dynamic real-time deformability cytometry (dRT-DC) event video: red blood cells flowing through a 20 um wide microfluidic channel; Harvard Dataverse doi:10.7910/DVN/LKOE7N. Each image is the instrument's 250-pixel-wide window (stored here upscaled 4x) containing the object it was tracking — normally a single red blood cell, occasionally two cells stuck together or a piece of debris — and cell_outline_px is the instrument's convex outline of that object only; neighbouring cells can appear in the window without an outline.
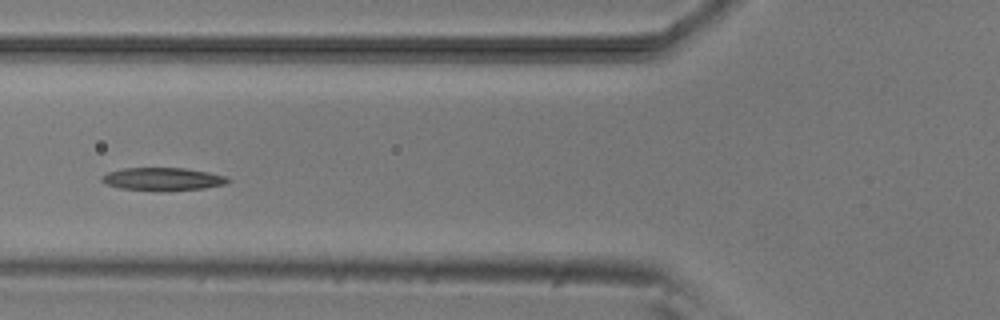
{"species": "common noctule bat (a hibernating species)", "species_latin": "Nyctalus noctula", "temperature_condition": "room temperature", "stored_images_in_passage": 8, "camera_frame_rate_fps": 3000, "um_per_image_px": 0.085, "animal": {"sex": "male", "body_mass_g": 20.5, "forearm_length_mm": 52.5}, "frame": {"image": 1, "passage_image": 5, "time_ms": 5.667, "image_size_px": [1000, 320], "cell_outline_px": [[232, 180], [224, 184], [204, 188], [160, 192], [120, 188], [104, 184], [100, 180], [100, 176], [108, 172], [124, 168], [184, 168], [208, 172], [228, 176]], "centroid_in_image_um": [13.81, 15.23], "position_along_channel_um": 112.0, "area_um2": 17.17}}
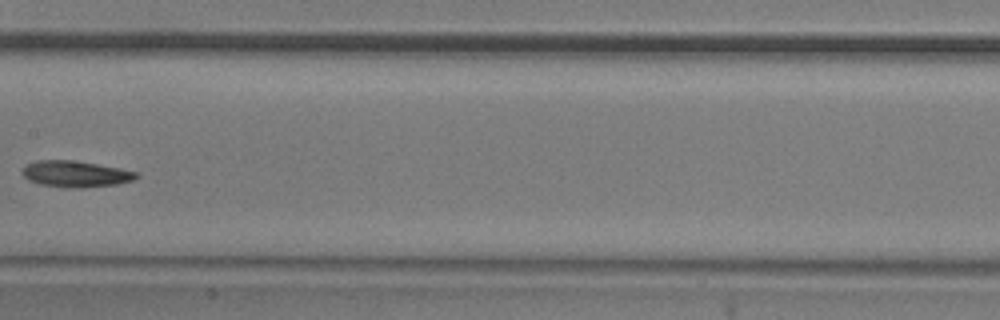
{"frame": {"image": 2, "passage_image": 7, "time_ms": 8.0, "image_size_px": [1000, 320], "cell_outline_px": [[140, 176], [132, 180], [116, 184], [80, 188], [68, 188], [40, 184], [28, 180], [24, 176], [24, 168], [28, 164], [36, 160], [72, 160], [120, 168], [136, 172]], "centroid_in_image_um": [6.43, 14.79], "position_along_channel_um": 201.0, "area_um2": 17.22}}
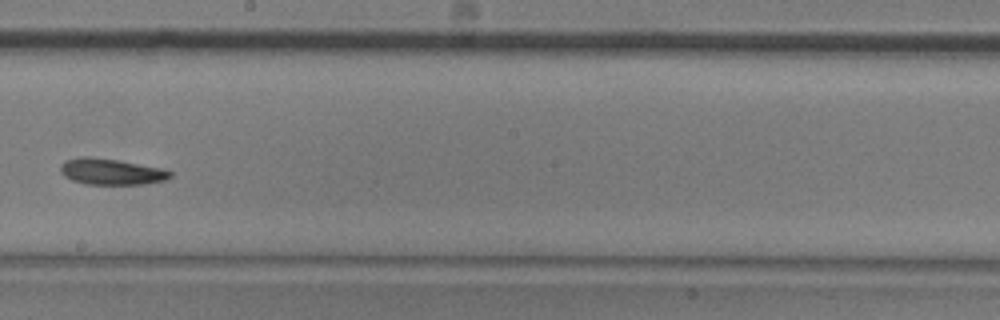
{"frame": {"image": 3, "passage_image": 8, "time_ms": 9.0, "image_size_px": [1000, 320], "cell_outline_px": [[172, 176], [164, 180], [144, 184], [84, 184], [72, 180], [64, 176], [60, 172], [60, 164], [64, 160], [80, 156], [84, 156], [116, 160], [160, 168], [172, 172]], "centroid_in_image_um": [9.39, 14.59], "position_along_channel_um": 238.8, "area_um2": 16.59}}